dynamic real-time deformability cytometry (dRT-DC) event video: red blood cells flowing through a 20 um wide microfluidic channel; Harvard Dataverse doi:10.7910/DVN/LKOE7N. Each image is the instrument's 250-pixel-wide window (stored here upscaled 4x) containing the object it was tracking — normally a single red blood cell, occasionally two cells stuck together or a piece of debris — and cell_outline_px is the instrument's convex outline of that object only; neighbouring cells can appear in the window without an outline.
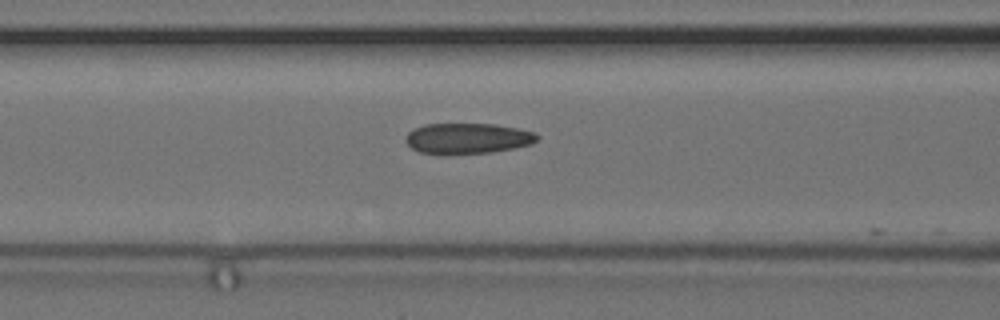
{"species": "common noctule bat (a hibernating species)", "species_latin": "Nyctalus noctula", "temperature_condition": "cold", "stored_images_in_passage": 18, "camera_frame_rate_fps": 3000, "um_per_image_px": 0.085, "animal": {"sex": "female", "body_mass_g": 24.6, "forearm_length_mm": 56.2}, "frame": {"image": 1, "passage_image": 13, "time_ms": 4.0, "image_size_px": [1000, 320], "cell_outline_px": [[540, 136], [532, 144], [492, 152], [444, 156], [420, 152], [412, 148], [404, 140], [404, 136], [412, 128], [424, 124], [496, 124], [536, 132]], "centroid_in_image_um": [39.69, 11.78], "position_along_channel_um": 126.9, "area_um2": 24.04}}
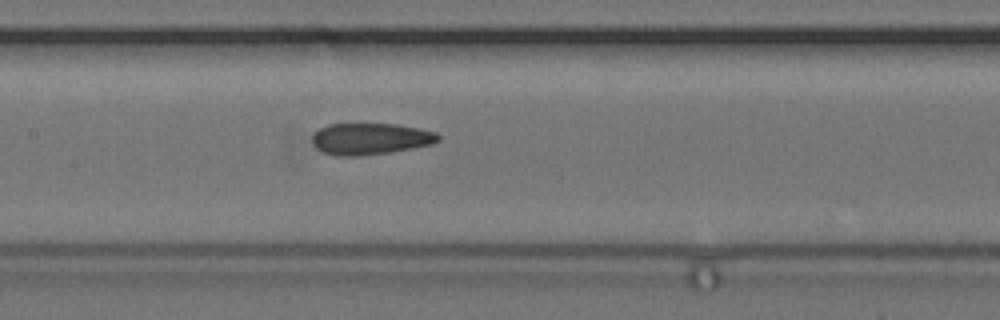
{"frame": {"image": 2, "passage_image": 17, "time_ms": 5.333, "image_size_px": [1000, 320], "cell_outline_px": [[440, 140], [432, 144], [412, 148], [388, 152], [360, 156], [332, 156], [320, 152], [312, 144], [312, 136], [320, 128], [328, 124], [396, 124], [420, 128], [436, 132], [440, 136]], "centroid_in_image_um": [31.45, 11.81], "position_along_channel_um": 175.9, "area_um2": 23.35}}